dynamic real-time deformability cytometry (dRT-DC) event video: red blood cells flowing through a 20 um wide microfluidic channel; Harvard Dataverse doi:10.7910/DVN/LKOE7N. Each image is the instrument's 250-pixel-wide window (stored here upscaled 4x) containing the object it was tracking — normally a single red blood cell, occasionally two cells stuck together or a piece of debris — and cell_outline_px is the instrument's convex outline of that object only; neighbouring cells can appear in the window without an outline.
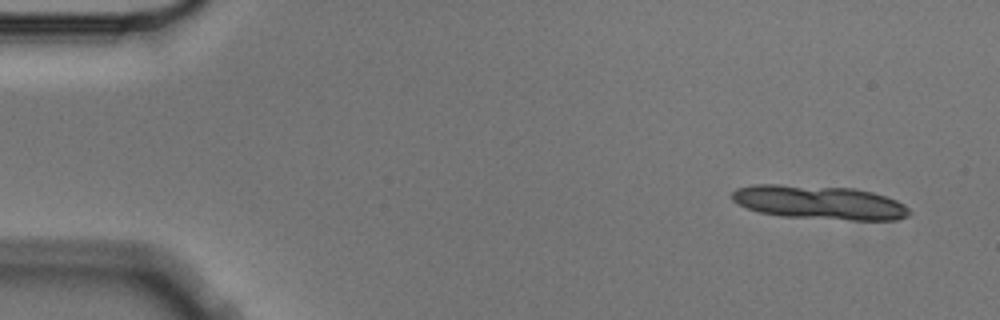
{"species": "Egyptian fruit bat (a non-hibernating species)", "species_latin": "Rousettus aegyptiacus", "temperature_condition": "cold", "stored_images_in_passage": 5, "segment_of_instrument_passage": [1, 2], "camera_frame_rate_fps": 3000, "um_per_image_px": 0.085, "animal": {"sex": "male"}, "frame": {"image": 1, "passage_image": 1, "time_ms": 0.0, "image_size_px": [1000, 320], "cell_outline_px": [[912, 212], [908, 216], [896, 220], [852, 220], [780, 216], [760, 212], [748, 208], [732, 200], [732, 192], [736, 188], [752, 184], [780, 184], [856, 188], [888, 196], [904, 204]], "centroid_in_image_um": [69.67, 17.2], "position_along_channel_um": 15.3, "area_um2": 35.26}}